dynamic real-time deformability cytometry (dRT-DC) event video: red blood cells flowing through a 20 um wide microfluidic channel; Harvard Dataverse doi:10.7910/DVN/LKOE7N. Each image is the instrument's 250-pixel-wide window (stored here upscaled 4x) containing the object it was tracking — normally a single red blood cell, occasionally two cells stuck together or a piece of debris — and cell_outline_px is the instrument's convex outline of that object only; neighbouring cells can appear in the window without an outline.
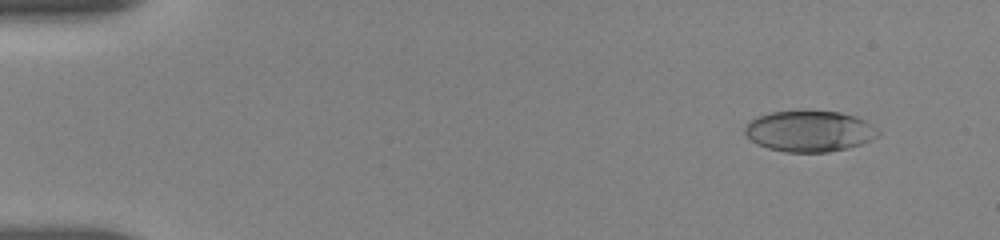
{"species": "human", "species_latin": "Homo sapiens", "temperature_condition": "room temperature", "stored_images_in_passage": 55, "camera_frame_rate_fps": 3000, "um_per_image_px": 0.085, "donor": {"sex": "female"}, "frame": {"image": 1, "passage_image": 5, "time_ms": 1.333, "image_size_px": [1000, 240], "cell_outline_px": [[880, 136], [860, 144], [848, 148], [828, 152], [784, 152], [768, 148], [756, 144], [744, 132], [744, 128], [756, 116], [768, 112], [804, 108], [840, 112], [856, 116], [868, 120], [880, 132]], "centroid_in_image_um": [68.82, 11.1], "position_along_channel_um": 16.2, "area_um2": 32.83}}
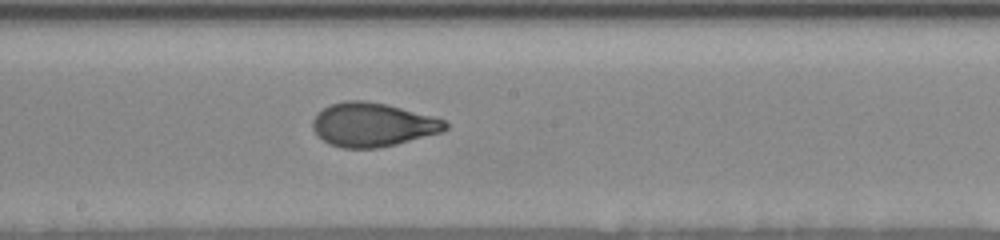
{"frame": {"image": 2, "passage_image": 31, "time_ms": 10.0, "image_size_px": [1000, 240], "cell_outline_px": [[448, 128], [444, 132], [396, 144], [376, 148], [344, 148], [328, 144], [312, 128], [312, 120], [324, 108], [332, 104], [344, 100], [364, 100], [388, 104], [432, 116], [444, 120], [448, 124]], "centroid_in_image_um": [31.71, 10.6], "position_along_channel_um": 216.5, "area_um2": 33.81}}
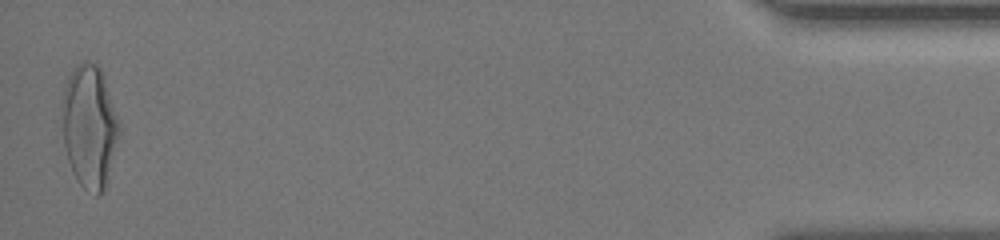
{"frame": {"image": 3, "passage_image": 55, "time_ms": 18.0, "image_size_px": [1000, 240], "cell_outline_px": [[120, 132], [104, 188], [100, 196], [96, 196], [84, 188], [80, 184], [68, 160], [64, 144], [60, 108], [60, 104], [64, 88], [68, 76], [76, 64], [84, 60], [88, 60], [96, 64], [104, 72], [120, 120]], "centroid_in_image_um": [7.6, 10.65], "position_along_channel_um": 427.6, "area_um2": 41.56}, "authors_computed_cell_mechanics": {"area_um2": 33.2928, "velocity_mm_per_s": 3.6558, "shape_relaxation_time_tau1_ms": 4.445, "shape_relaxation_time_tau2_ms": 0.9084, "deformation_change_tau1": 0.1937, "deformation_change_tau2": 0.0624}}